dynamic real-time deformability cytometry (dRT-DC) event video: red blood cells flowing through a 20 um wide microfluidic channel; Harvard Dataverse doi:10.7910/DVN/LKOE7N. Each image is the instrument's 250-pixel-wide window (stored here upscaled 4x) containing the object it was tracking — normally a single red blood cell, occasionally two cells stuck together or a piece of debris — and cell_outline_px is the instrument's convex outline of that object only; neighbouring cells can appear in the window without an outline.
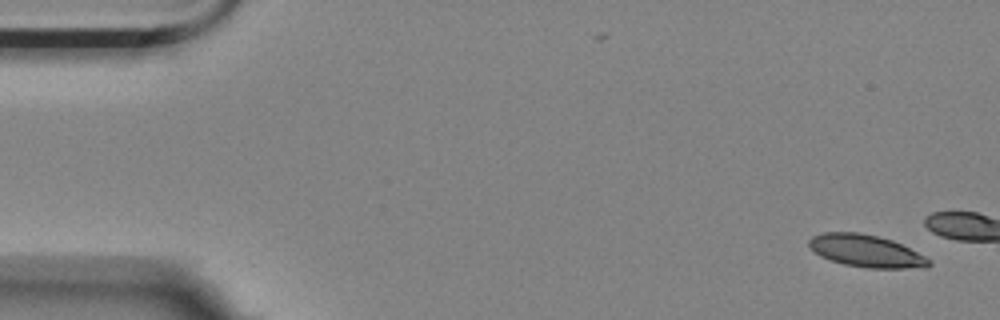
{"species": "Egyptian fruit bat (a non-hibernating species)", "species_latin": "Rousettus aegyptiacus", "temperature_condition": "room temperature", "stored_images_in_passage": 3, "camera_frame_rate_fps": 3000, "um_per_image_px": 0.085, "animal": {"sex": "female"}, "frame": {"image": 1, "passage_image": 1, "time_ms": 0.0, "image_size_px": [1000, 320], "cell_outline_px": [[932, 264], [928, 268], [868, 268], [844, 264], [820, 256], [808, 244], [808, 240], [812, 236], [824, 232], [860, 232], [892, 240], [932, 260]], "centroid_in_image_um": [73.64, 21.34], "position_along_channel_um": 11.4, "area_um2": 22.43}}